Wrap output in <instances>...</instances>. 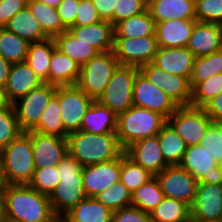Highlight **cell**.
I'll list each match as a JSON object with an SVG mask.
<instances>
[{
    "mask_svg": "<svg viewBox=\"0 0 222 222\" xmlns=\"http://www.w3.org/2000/svg\"><path fill=\"white\" fill-rule=\"evenodd\" d=\"M32 131L67 139L68 134L65 132L61 119L59 100L55 95L45 108L38 125Z\"/></svg>",
    "mask_w": 222,
    "mask_h": 222,
    "instance_id": "obj_37",
    "label": "cell"
},
{
    "mask_svg": "<svg viewBox=\"0 0 222 222\" xmlns=\"http://www.w3.org/2000/svg\"><path fill=\"white\" fill-rule=\"evenodd\" d=\"M187 48L194 57L210 55L222 49V25L196 21Z\"/></svg>",
    "mask_w": 222,
    "mask_h": 222,
    "instance_id": "obj_21",
    "label": "cell"
},
{
    "mask_svg": "<svg viewBox=\"0 0 222 222\" xmlns=\"http://www.w3.org/2000/svg\"><path fill=\"white\" fill-rule=\"evenodd\" d=\"M26 6L23 0H0V27H5L10 19Z\"/></svg>",
    "mask_w": 222,
    "mask_h": 222,
    "instance_id": "obj_51",
    "label": "cell"
},
{
    "mask_svg": "<svg viewBox=\"0 0 222 222\" xmlns=\"http://www.w3.org/2000/svg\"><path fill=\"white\" fill-rule=\"evenodd\" d=\"M94 198L111 211L129 207L132 203V192L121 182L114 183L111 187L98 193Z\"/></svg>",
    "mask_w": 222,
    "mask_h": 222,
    "instance_id": "obj_41",
    "label": "cell"
},
{
    "mask_svg": "<svg viewBox=\"0 0 222 222\" xmlns=\"http://www.w3.org/2000/svg\"><path fill=\"white\" fill-rule=\"evenodd\" d=\"M68 31L78 40L94 47L99 53L112 51L114 45V25L107 20L88 26H72Z\"/></svg>",
    "mask_w": 222,
    "mask_h": 222,
    "instance_id": "obj_23",
    "label": "cell"
},
{
    "mask_svg": "<svg viewBox=\"0 0 222 222\" xmlns=\"http://www.w3.org/2000/svg\"><path fill=\"white\" fill-rule=\"evenodd\" d=\"M200 145L205 147L212 158L222 165V124L213 122Z\"/></svg>",
    "mask_w": 222,
    "mask_h": 222,
    "instance_id": "obj_46",
    "label": "cell"
},
{
    "mask_svg": "<svg viewBox=\"0 0 222 222\" xmlns=\"http://www.w3.org/2000/svg\"><path fill=\"white\" fill-rule=\"evenodd\" d=\"M12 64L0 55V86L5 87Z\"/></svg>",
    "mask_w": 222,
    "mask_h": 222,
    "instance_id": "obj_54",
    "label": "cell"
},
{
    "mask_svg": "<svg viewBox=\"0 0 222 222\" xmlns=\"http://www.w3.org/2000/svg\"><path fill=\"white\" fill-rule=\"evenodd\" d=\"M167 123L189 147L200 144L213 121L203 108L190 105L177 107Z\"/></svg>",
    "mask_w": 222,
    "mask_h": 222,
    "instance_id": "obj_8",
    "label": "cell"
},
{
    "mask_svg": "<svg viewBox=\"0 0 222 222\" xmlns=\"http://www.w3.org/2000/svg\"><path fill=\"white\" fill-rule=\"evenodd\" d=\"M68 152L83 166L120 158L125 149L116 133L94 134L76 131L68 134Z\"/></svg>",
    "mask_w": 222,
    "mask_h": 222,
    "instance_id": "obj_2",
    "label": "cell"
},
{
    "mask_svg": "<svg viewBox=\"0 0 222 222\" xmlns=\"http://www.w3.org/2000/svg\"><path fill=\"white\" fill-rule=\"evenodd\" d=\"M202 108L214 123L222 124V92L208 101Z\"/></svg>",
    "mask_w": 222,
    "mask_h": 222,
    "instance_id": "obj_52",
    "label": "cell"
},
{
    "mask_svg": "<svg viewBox=\"0 0 222 222\" xmlns=\"http://www.w3.org/2000/svg\"><path fill=\"white\" fill-rule=\"evenodd\" d=\"M138 72L139 68L136 66L118 65L96 101L117 116L124 113L133 106V84Z\"/></svg>",
    "mask_w": 222,
    "mask_h": 222,
    "instance_id": "obj_6",
    "label": "cell"
},
{
    "mask_svg": "<svg viewBox=\"0 0 222 222\" xmlns=\"http://www.w3.org/2000/svg\"><path fill=\"white\" fill-rule=\"evenodd\" d=\"M5 27L30 43L49 38L28 6L12 17Z\"/></svg>",
    "mask_w": 222,
    "mask_h": 222,
    "instance_id": "obj_30",
    "label": "cell"
},
{
    "mask_svg": "<svg viewBox=\"0 0 222 222\" xmlns=\"http://www.w3.org/2000/svg\"><path fill=\"white\" fill-rule=\"evenodd\" d=\"M112 222H151L150 213L134 206L116 210L112 214Z\"/></svg>",
    "mask_w": 222,
    "mask_h": 222,
    "instance_id": "obj_49",
    "label": "cell"
},
{
    "mask_svg": "<svg viewBox=\"0 0 222 222\" xmlns=\"http://www.w3.org/2000/svg\"><path fill=\"white\" fill-rule=\"evenodd\" d=\"M12 104L8 99L5 89L0 86V111L8 109Z\"/></svg>",
    "mask_w": 222,
    "mask_h": 222,
    "instance_id": "obj_56",
    "label": "cell"
},
{
    "mask_svg": "<svg viewBox=\"0 0 222 222\" xmlns=\"http://www.w3.org/2000/svg\"><path fill=\"white\" fill-rule=\"evenodd\" d=\"M27 6L49 38H54L68 30L63 25L56 8L50 7L40 0H34Z\"/></svg>",
    "mask_w": 222,
    "mask_h": 222,
    "instance_id": "obj_35",
    "label": "cell"
},
{
    "mask_svg": "<svg viewBox=\"0 0 222 222\" xmlns=\"http://www.w3.org/2000/svg\"><path fill=\"white\" fill-rule=\"evenodd\" d=\"M27 5L29 4V3H32L34 0H23Z\"/></svg>",
    "mask_w": 222,
    "mask_h": 222,
    "instance_id": "obj_59",
    "label": "cell"
},
{
    "mask_svg": "<svg viewBox=\"0 0 222 222\" xmlns=\"http://www.w3.org/2000/svg\"><path fill=\"white\" fill-rule=\"evenodd\" d=\"M164 197L157 178L153 177L132 193L131 206L150 213L162 202Z\"/></svg>",
    "mask_w": 222,
    "mask_h": 222,
    "instance_id": "obj_38",
    "label": "cell"
},
{
    "mask_svg": "<svg viewBox=\"0 0 222 222\" xmlns=\"http://www.w3.org/2000/svg\"><path fill=\"white\" fill-rule=\"evenodd\" d=\"M81 66L55 48L49 65L48 84L56 86L76 85Z\"/></svg>",
    "mask_w": 222,
    "mask_h": 222,
    "instance_id": "obj_26",
    "label": "cell"
},
{
    "mask_svg": "<svg viewBox=\"0 0 222 222\" xmlns=\"http://www.w3.org/2000/svg\"><path fill=\"white\" fill-rule=\"evenodd\" d=\"M55 48L53 38L30 43L25 62L43 83H48L49 65Z\"/></svg>",
    "mask_w": 222,
    "mask_h": 222,
    "instance_id": "obj_29",
    "label": "cell"
},
{
    "mask_svg": "<svg viewBox=\"0 0 222 222\" xmlns=\"http://www.w3.org/2000/svg\"><path fill=\"white\" fill-rule=\"evenodd\" d=\"M191 209V222L222 221V184L198 183Z\"/></svg>",
    "mask_w": 222,
    "mask_h": 222,
    "instance_id": "obj_16",
    "label": "cell"
},
{
    "mask_svg": "<svg viewBox=\"0 0 222 222\" xmlns=\"http://www.w3.org/2000/svg\"><path fill=\"white\" fill-rule=\"evenodd\" d=\"M92 2L102 20L113 24V10H117L119 0H92Z\"/></svg>",
    "mask_w": 222,
    "mask_h": 222,
    "instance_id": "obj_53",
    "label": "cell"
},
{
    "mask_svg": "<svg viewBox=\"0 0 222 222\" xmlns=\"http://www.w3.org/2000/svg\"><path fill=\"white\" fill-rule=\"evenodd\" d=\"M33 158L36 168L58 166L68 153V142L65 138L30 131Z\"/></svg>",
    "mask_w": 222,
    "mask_h": 222,
    "instance_id": "obj_18",
    "label": "cell"
},
{
    "mask_svg": "<svg viewBox=\"0 0 222 222\" xmlns=\"http://www.w3.org/2000/svg\"><path fill=\"white\" fill-rule=\"evenodd\" d=\"M55 96L59 100L65 132L79 131L84 115L95 100L77 85L57 86Z\"/></svg>",
    "mask_w": 222,
    "mask_h": 222,
    "instance_id": "obj_10",
    "label": "cell"
},
{
    "mask_svg": "<svg viewBox=\"0 0 222 222\" xmlns=\"http://www.w3.org/2000/svg\"><path fill=\"white\" fill-rule=\"evenodd\" d=\"M2 217V197L0 196V218Z\"/></svg>",
    "mask_w": 222,
    "mask_h": 222,
    "instance_id": "obj_58",
    "label": "cell"
},
{
    "mask_svg": "<svg viewBox=\"0 0 222 222\" xmlns=\"http://www.w3.org/2000/svg\"><path fill=\"white\" fill-rule=\"evenodd\" d=\"M109 208L94 197H86L78 202L60 221L61 222H112Z\"/></svg>",
    "mask_w": 222,
    "mask_h": 222,
    "instance_id": "obj_28",
    "label": "cell"
},
{
    "mask_svg": "<svg viewBox=\"0 0 222 222\" xmlns=\"http://www.w3.org/2000/svg\"><path fill=\"white\" fill-rule=\"evenodd\" d=\"M151 222H191L190 206L182 201L164 197L150 212Z\"/></svg>",
    "mask_w": 222,
    "mask_h": 222,
    "instance_id": "obj_34",
    "label": "cell"
},
{
    "mask_svg": "<svg viewBox=\"0 0 222 222\" xmlns=\"http://www.w3.org/2000/svg\"><path fill=\"white\" fill-rule=\"evenodd\" d=\"M195 16L197 21L222 25V0H196Z\"/></svg>",
    "mask_w": 222,
    "mask_h": 222,
    "instance_id": "obj_45",
    "label": "cell"
},
{
    "mask_svg": "<svg viewBox=\"0 0 222 222\" xmlns=\"http://www.w3.org/2000/svg\"><path fill=\"white\" fill-rule=\"evenodd\" d=\"M179 166L200 183L222 184V165L200 144L187 147Z\"/></svg>",
    "mask_w": 222,
    "mask_h": 222,
    "instance_id": "obj_13",
    "label": "cell"
},
{
    "mask_svg": "<svg viewBox=\"0 0 222 222\" xmlns=\"http://www.w3.org/2000/svg\"><path fill=\"white\" fill-rule=\"evenodd\" d=\"M157 136L165 162L169 166L179 165L187 149L185 141L168 123L161 128Z\"/></svg>",
    "mask_w": 222,
    "mask_h": 222,
    "instance_id": "obj_33",
    "label": "cell"
},
{
    "mask_svg": "<svg viewBox=\"0 0 222 222\" xmlns=\"http://www.w3.org/2000/svg\"><path fill=\"white\" fill-rule=\"evenodd\" d=\"M222 92V73H217L192 88L191 106L202 108Z\"/></svg>",
    "mask_w": 222,
    "mask_h": 222,
    "instance_id": "obj_42",
    "label": "cell"
},
{
    "mask_svg": "<svg viewBox=\"0 0 222 222\" xmlns=\"http://www.w3.org/2000/svg\"><path fill=\"white\" fill-rule=\"evenodd\" d=\"M125 154L154 177L169 166L161 152L158 136L140 139L125 149Z\"/></svg>",
    "mask_w": 222,
    "mask_h": 222,
    "instance_id": "obj_19",
    "label": "cell"
},
{
    "mask_svg": "<svg viewBox=\"0 0 222 222\" xmlns=\"http://www.w3.org/2000/svg\"><path fill=\"white\" fill-rule=\"evenodd\" d=\"M83 165L69 152L58 164L59 183L49 196L52 209L61 220L75 205L87 196L83 186Z\"/></svg>",
    "mask_w": 222,
    "mask_h": 222,
    "instance_id": "obj_3",
    "label": "cell"
},
{
    "mask_svg": "<svg viewBox=\"0 0 222 222\" xmlns=\"http://www.w3.org/2000/svg\"><path fill=\"white\" fill-rule=\"evenodd\" d=\"M21 133L13 104L6 110L0 111V150L9 145Z\"/></svg>",
    "mask_w": 222,
    "mask_h": 222,
    "instance_id": "obj_43",
    "label": "cell"
},
{
    "mask_svg": "<svg viewBox=\"0 0 222 222\" xmlns=\"http://www.w3.org/2000/svg\"><path fill=\"white\" fill-rule=\"evenodd\" d=\"M154 176L142 166L136 164L125 153L121 156L120 181L130 192L136 191L141 185L146 184Z\"/></svg>",
    "mask_w": 222,
    "mask_h": 222,
    "instance_id": "obj_40",
    "label": "cell"
},
{
    "mask_svg": "<svg viewBox=\"0 0 222 222\" xmlns=\"http://www.w3.org/2000/svg\"><path fill=\"white\" fill-rule=\"evenodd\" d=\"M113 51L98 53L81 66L77 86L95 101L103 93L118 66Z\"/></svg>",
    "mask_w": 222,
    "mask_h": 222,
    "instance_id": "obj_7",
    "label": "cell"
},
{
    "mask_svg": "<svg viewBox=\"0 0 222 222\" xmlns=\"http://www.w3.org/2000/svg\"><path fill=\"white\" fill-rule=\"evenodd\" d=\"M139 71L178 106H190L192 88L190 80L173 75L155 66L152 62L139 67Z\"/></svg>",
    "mask_w": 222,
    "mask_h": 222,
    "instance_id": "obj_12",
    "label": "cell"
},
{
    "mask_svg": "<svg viewBox=\"0 0 222 222\" xmlns=\"http://www.w3.org/2000/svg\"><path fill=\"white\" fill-rule=\"evenodd\" d=\"M9 185H28L36 169L30 131L21 133L0 150Z\"/></svg>",
    "mask_w": 222,
    "mask_h": 222,
    "instance_id": "obj_5",
    "label": "cell"
},
{
    "mask_svg": "<svg viewBox=\"0 0 222 222\" xmlns=\"http://www.w3.org/2000/svg\"><path fill=\"white\" fill-rule=\"evenodd\" d=\"M156 24L149 10L117 22L114 25V38H139L155 34Z\"/></svg>",
    "mask_w": 222,
    "mask_h": 222,
    "instance_id": "obj_31",
    "label": "cell"
},
{
    "mask_svg": "<svg viewBox=\"0 0 222 222\" xmlns=\"http://www.w3.org/2000/svg\"><path fill=\"white\" fill-rule=\"evenodd\" d=\"M194 59L193 53L187 47H158L152 63L165 72L190 80Z\"/></svg>",
    "mask_w": 222,
    "mask_h": 222,
    "instance_id": "obj_20",
    "label": "cell"
},
{
    "mask_svg": "<svg viewBox=\"0 0 222 222\" xmlns=\"http://www.w3.org/2000/svg\"><path fill=\"white\" fill-rule=\"evenodd\" d=\"M43 82L24 61L12 64L7 83L4 87L8 99L13 103L26 95L32 89L42 85Z\"/></svg>",
    "mask_w": 222,
    "mask_h": 222,
    "instance_id": "obj_24",
    "label": "cell"
},
{
    "mask_svg": "<svg viewBox=\"0 0 222 222\" xmlns=\"http://www.w3.org/2000/svg\"><path fill=\"white\" fill-rule=\"evenodd\" d=\"M196 0H148V10L155 24L171 19H196Z\"/></svg>",
    "mask_w": 222,
    "mask_h": 222,
    "instance_id": "obj_25",
    "label": "cell"
},
{
    "mask_svg": "<svg viewBox=\"0 0 222 222\" xmlns=\"http://www.w3.org/2000/svg\"><path fill=\"white\" fill-rule=\"evenodd\" d=\"M102 21L92 0H79L76 21L73 26H88Z\"/></svg>",
    "mask_w": 222,
    "mask_h": 222,
    "instance_id": "obj_48",
    "label": "cell"
},
{
    "mask_svg": "<svg viewBox=\"0 0 222 222\" xmlns=\"http://www.w3.org/2000/svg\"><path fill=\"white\" fill-rule=\"evenodd\" d=\"M158 50L156 35L114 38L113 52L119 65L140 67L153 62Z\"/></svg>",
    "mask_w": 222,
    "mask_h": 222,
    "instance_id": "obj_11",
    "label": "cell"
},
{
    "mask_svg": "<svg viewBox=\"0 0 222 222\" xmlns=\"http://www.w3.org/2000/svg\"><path fill=\"white\" fill-rule=\"evenodd\" d=\"M0 222H5V220L1 217V218H0Z\"/></svg>",
    "mask_w": 222,
    "mask_h": 222,
    "instance_id": "obj_60",
    "label": "cell"
},
{
    "mask_svg": "<svg viewBox=\"0 0 222 222\" xmlns=\"http://www.w3.org/2000/svg\"><path fill=\"white\" fill-rule=\"evenodd\" d=\"M83 186L87 197H94L120 181L121 157L83 167Z\"/></svg>",
    "mask_w": 222,
    "mask_h": 222,
    "instance_id": "obj_17",
    "label": "cell"
},
{
    "mask_svg": "<svg viewBox=\"0 0 222 222\" xmlns=\"http://www.w3.org/2000/svg\"><path fill=\"white\" fill-rule=\"evenodd\" d=\"M133 106L158 112L166 119L178 107L164 91L151 83L140 71L133 84Z\"/></svg>",
    "mask_w": 222,
    "mask_h": 222,
    "instance_id": "obj_15",
    "label": "cell"
},
{
    "mask_svg": "<svg viewBox=\"0 0 222 222\" xmlns=\"http://www.w3.org/2000/svg\"><path fill=\"white\" fill-rule=\"evenodd\" d=\"M2 218L10 222H59L49 197L29 185H9L2 194Z\"/></svg>",
    "mask_w": 222,
    "mask_h": 222,
    "instance_id": "obj_1",
    "label": "cell"
},
{
    "mask_svg": "<svg viewBox=\"0 0 222 222\" xmlns=\"http://www.w3.org/2000/svg\"><path fill=\"white\" fill-rule=\"evenodd\" d=\"M196 19H171L156 23L158 47H187Z\"/></svg>",
    "mask_w": 222,
    "mask_h": 222,
    "instance_id": "obj_22",
    "label": "cell"
},
{
    "mask_svg": "<svg viewBox=\"0 0 222 222\" xmlns=\"http://www.w3.org/2000/svg\"><path fill=\"white\" fill-rule=\"evenodd\" d=\"M9 183L7 181L3 161L0 156V196H2L3 192L7 189Z\"/></svg>",
    "mask_w": 222,
    "mask_h": 222,
    "instance_id": "obj_55",
    "label": "cell"
},
{
    "mask_svg": "<svg viewBox=\"0 0 222 222\" xmlns=\"http://www.w3.org/2000/svg\"><path fill=\"white\" fill-rule=\"evenodd\" d=\"M40 1L47 4L50 7L57 8L62 0H40Z\"/></svg>",
    "mask_w": 222,
    "mask_h": 222,
    "instance_id": "obj_57",
    "label": "cell"
},
{
    "mask_svg": "<svg viewBox=\"0 0 222 222\" xmlns=\"http://www.w3.org/2000/svg\"><path fill=\"white\" fill-rule=\"evenodd\" d=\"M79 0H62L56 8L63 25L69 29L75 24Z\"/></svg>",
    "mask_w": 222,
    "mask_h": 222,
    "instance_id": "obj_50",
    "label": "cell"
},
{
    "mask_svg": "<svg viewBox=\"0 0 222 222\" xmlns=\"http://www.w3.org/2000/svg\"><path fill=\"white\" fill-rule=\"evenodd\" d=\"M118 116L105 107L94 101L81 123V131L94 134L116 133Z\"/></svg>",
    "mask_w": 222,
    "mask_h": 222,
    "instance_id": "obj_27",
    "label": "cell"
},
{
    "mask_svg": "<svg viewBox=\"0 0 222 222\" xmlns=\"http://www.w3.org/2000/svg\"><path fill=\"white\" fill-rule=\"evenodd\" d=\"M56 49L66 54L80 66L86 64L99 52L91 45L78 40L68 30L55 36Z\"/></svg>",
    "mask_w": 222,
    "mask_h": 222,
    "instance_id": "obj_32",
    "label": "cell"
},
{
    "mask_svg": "<svg viewBox=\"0 0 222 222\" xmlns=\"http://www.w3.org/2000/svg\"><path fill=\"white\" fill-rule=\"evenodd\" d=\"M155 177L165 197L192 206L199 182L186 169L179 165L167 166Z\"/></svg>",
    "mask_w": 222,
    "mask_h": 222,
    "instance_id": "obj_14",
    "label": "cell"
},
{
    "mask_svg": "<svg viewBox=\"0 0 222 222\" xmlns=\"http://www.w3.org/2000/svg\"><path fill=\"white\" fill-rule=\"evenodd\" d=\"M59 181L57 166H46L45 168L35 169L33 178L28 185L49 197Z\"/></svg>",
    "mask_w": 222,
    "mask_h": 222,
    "instance_id": "obj_44",
    "label": "cell"
},
{
    "mask_svg": "<svg viewBox=\"0 0 222 222\" xmlns=\"http://www.w3.org/2000/svg\"><path fill=\"white\" fill-rule=\"evenodd\" d=\"M30 42L20 38L6 27H0V55L11 64L24 62Z\"/></svg>",
    "mask_w": 222,
    "mask_h": 222,
    "instance_id": "obj_36",
    "label": "cell"
},
{
    "mask_svg": "<svg viewBox=\"0 0 222 222\" xmlns=\"http://www.w3.org/2000/svg\"><path fill=\"white\" fill-rule=\"evenodd\" d=\"M167 119L158 112L132 106L118 115L116 134L124 149L132 143L157 136Z\"/></svg>",
    "mask_w": 222,
    "mask_h": 222,
    "instance_id": "obj_4",
    "label": "cell"
},
{
    "mask_svg": "<svg viewBox=\"0 0 222 222\" xmlns=\"http://www.w3.org/2000/svg\"><path fill=\"white\" fill-rule=\"evenodd\" d=\"M56 85L43 83L13 102L19 126L23 132L33 130L39 123L45 108L56 93Z\"/></svg>",
    "mask_w": 222,
    "mask_h": 222,
    "instance_id": "obj_9",
    "label": "cell"
},
{
    "mask_svg": "<svg viewBox=\"0 0 222 222\" xmlns=\"http://www.w3.org/2000/svg\"><path fill=\"white\" fill-rule=\"evenodd\" d=\"M147 10L148 0H119L117 10H113V25Z\"/></svg>",
    "mask_w": 222,
    "mask_h": 222,
    "instance_id": "obj_47",
    "label": "cell"
},
{
    "mask_svg": "<svg viewBox=\"0 0 222 222\" xmlns=\"http://www.w3.org/2000/svg\"><path fill=\"white\" fill-rule=\"evenodd\" d=\"M217 73H222V49L194 59L190 77L191 88Z\"/></svg>",
    "mask_w": 222,
    "mask_h": 222,
    "instance_id": "obj_39",
    "label": "cell"
}]
</instances>
